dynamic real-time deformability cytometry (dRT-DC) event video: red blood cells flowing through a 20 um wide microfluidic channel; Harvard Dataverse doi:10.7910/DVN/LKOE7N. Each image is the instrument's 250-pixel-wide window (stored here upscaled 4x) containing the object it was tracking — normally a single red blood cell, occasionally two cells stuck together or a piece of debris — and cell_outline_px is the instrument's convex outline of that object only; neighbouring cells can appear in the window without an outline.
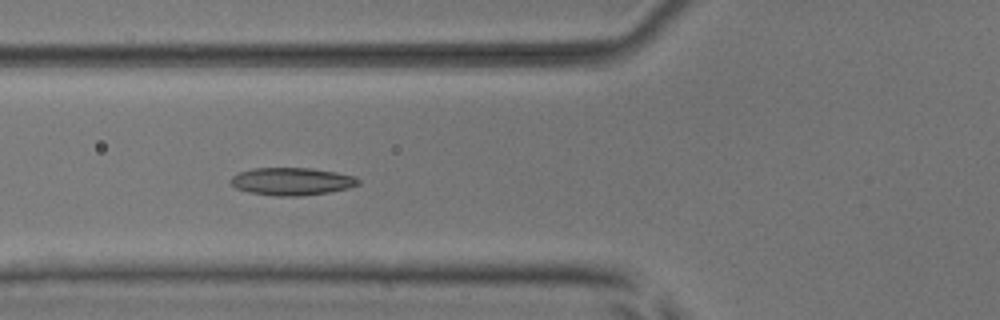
{"species": "common noctule bat (a hibernating species)", "species_latin": "Nyctalus noctula", "temperature_condition": "room temperature", "stored_images_in_passage": 10, "camera_frame_rate_fps": 3000, "um_per_image_px": 0.085, "animal": {"sex": "male", "body_mass_g": 17.9, "forearm_length_mm": 54.2}, "frame": {"image": 1, "passage_image": 4, "time_ms": 1.0, "image_size_px": [1000, 320], "cell_outline_px": [[360, 184], [348, 188], [328, 192], [300, 196], [272, 196], [248, 192], [236, 188], [228, 180], [232, 176], [240, 172], [252, 168], [312, 168], [336, 172], [356, 176], [360, 180]], "centroid_in_image_um": [24.8, 15.42], "position_along_channel_um": 101.0, "area_um2": 20.69}}
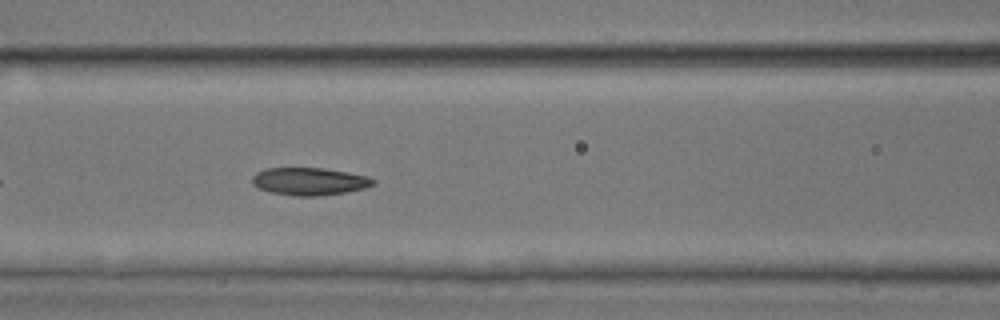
{"frame": {"image": 2, "passage_image": 7, "time_ms": 2.0, "image_size_px": [1000, 320], "cell_outline_px": [[376, 184], [364, 188], [344, 192], [316, 196], [296, 196], [268, 192], [256, 188], [252, 184], [252, 176], [256, 172], [264, 168], [324, 168], [348, 172], [368, 176], [376, 180]], "centroid_in_image_um": [26.26, 15.41], "position_along_channel_um": 140.3, "area_um2": 19.65}}